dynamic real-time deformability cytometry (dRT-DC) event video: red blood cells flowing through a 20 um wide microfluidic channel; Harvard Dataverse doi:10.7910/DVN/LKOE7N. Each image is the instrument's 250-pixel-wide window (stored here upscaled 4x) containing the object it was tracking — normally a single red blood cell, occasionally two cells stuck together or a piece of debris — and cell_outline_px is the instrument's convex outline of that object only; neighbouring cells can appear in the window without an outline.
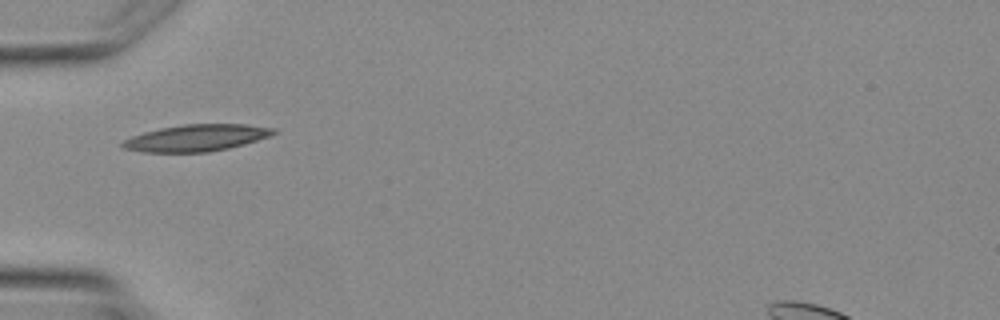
{"species": "Egyptian fruit bat (a non-hibernating species)", "species_latin": "Rousettus aegyptiacus", "temperature_condition": "warm", "stored_images_in_passage": 2, "camera_frame_rate_fps": 3000, "um_per_image_px": 0.085, "animal": {"sex": "female"}, "frame": {"image": 1, "passage_image": 2, "time_ms": 1.0, "image_size_px": [1000, 320], "cell_outline_px": [[276, 132], [272, 136], [244, 144], [228, 148], [208, 152], [144, 152], [124, 148], [120, 144], [124, 140], [132, 136], [144, 132], [160, 128], [184, 124], [244, 124], [276, 128]], "centroid_in_image_um": [16.72, 11.71], "position_along_channel_um": 68.3, "area_um2": 23.47}}